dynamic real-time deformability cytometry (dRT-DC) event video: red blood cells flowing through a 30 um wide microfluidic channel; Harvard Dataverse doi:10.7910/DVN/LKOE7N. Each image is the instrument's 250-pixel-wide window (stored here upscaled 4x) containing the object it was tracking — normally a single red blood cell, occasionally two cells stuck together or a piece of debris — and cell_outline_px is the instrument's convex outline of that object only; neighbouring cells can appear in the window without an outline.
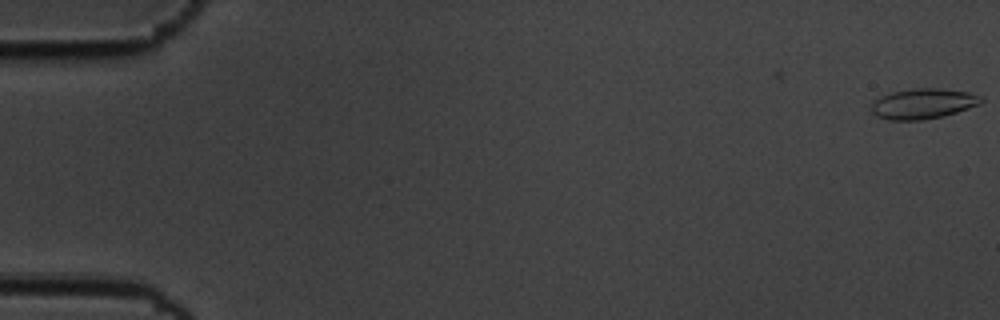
{"species": "common noctule bat (a hibernating species)", "species_latin": "Nyctalus noctula", "temperature_condition": "cold", "stored_images_in_passage": 4, "camera_frame_rate_fps": 3000, "um_per_image_px": 0.085, "animal": {"sex": "male", "body_mass_g": 19.5, "forearm_length_mm": 54.6}, "frame": {"image": 1, "passage_image": 4, "time_ms": 1.0, "image_size_px": [1000, 320], "cell_outline_px": [[984, 100], [980, 104], [944, 116], [920, 120], [888, 120], [876, 116], [872, 112], [872, 104], [880, 96], [892, 92], [916, 88], [940, 88], [968, 92], [980, 96]], "centroid_in_image_um": [78.46, 8.81], "position_along_channel_um": 6.5, "area_um2": 19.31}}